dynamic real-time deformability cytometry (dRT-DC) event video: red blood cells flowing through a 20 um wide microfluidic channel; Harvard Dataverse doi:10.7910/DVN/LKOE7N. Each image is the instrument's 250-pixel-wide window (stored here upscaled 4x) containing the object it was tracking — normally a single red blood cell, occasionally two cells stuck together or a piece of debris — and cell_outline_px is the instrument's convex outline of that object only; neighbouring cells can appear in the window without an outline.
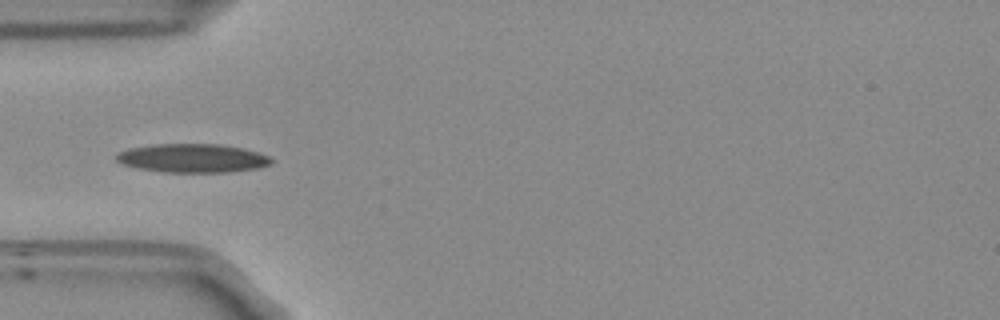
{"species": "Egyptian fruit bat (a non-hibernating species)", "species_latin": "Rousettus aegyptiacus", "temperature_condition": "room temperature", "stored_images_in_passage": 38, "camera_frame_rate_fps": 3000, "um_per_image_px": 0.085, "frame": {"image": 1, "passage_image": 1, "time_ms": 0.0, "image_size_px": [1000, 320], "cell_outline_px": [[272, 164], [260, 168], [228, 172], [160, 172], [120, 164], [116, 160], [116, 156], [120, 152], [132, 148], [156, 144], [220, 144], [244, 148], [268, 156], [272, 160]], "centroid_in_image_um": [16.39, 13.45], "position_along_channel_um": 68.6, "area_um2": 25.84}}
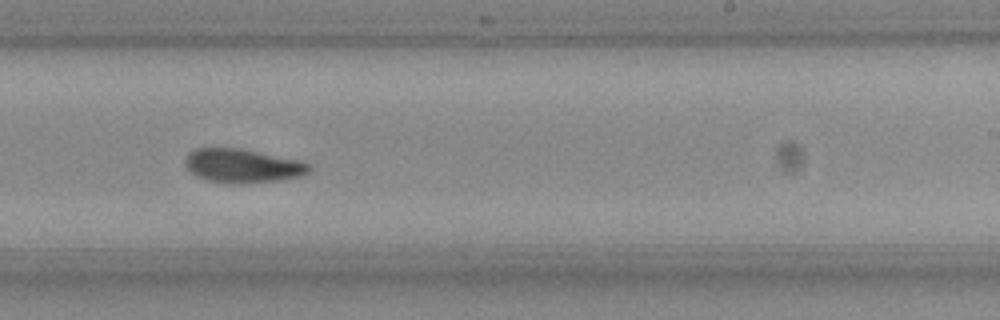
{"frame": {"image": 2, "passage_image": 17, "time_ms": 5.333, "image_size_px": [1000, 320], "cell_outline_px": [[312, 168], [304, 176], [284, 180], [236, 184], [208, 180], [196, 176], [184, 164], [184, 160], [188, 152], [192, 148], [240, 148], [300, 160], [308, 164]], "centroid_in_image_um": [20.63, 14.09], "position_along_channel_um": 268.4, "area_um2": 24.68}}
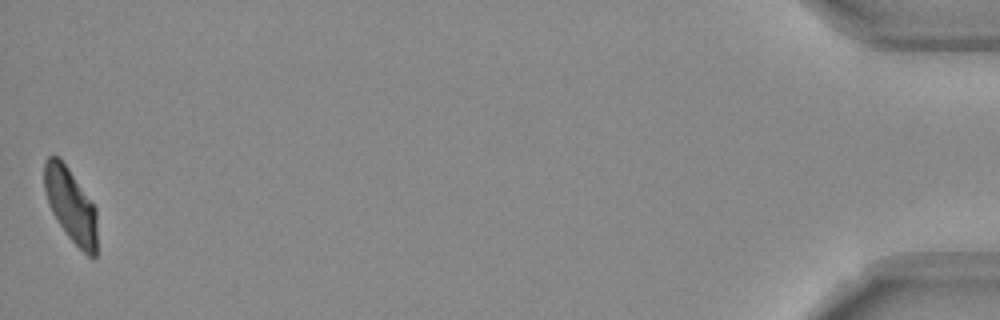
{"frame": {"image": 3, "passage_image": 38, "time_ms": 12.333, "image_size_px": [1000, 320], "cell_outline_px": [[96, 256], [88, 256], [68, 236], [52, 212], [48, 204], [44, 188], [44, 160], [48, 156], [56, 156], [68, 168], [96, 208]], "centroid_in_image_um": [5.99, 17.42], "position_along_channel_um": 429.2, "area_um2": 22.25}, "authors_computed_cell_mechanics": {"area_um2": 23.987, "velocity_mm_per_s": 3.7327, "shape_relaxation_time_tau1_ms": 3.988, "shape_relaxation_time_tau2_ms": 3.0905, "deformation_change_tau1": 0.1319, "deformation_change_tau2": 0.0817}}